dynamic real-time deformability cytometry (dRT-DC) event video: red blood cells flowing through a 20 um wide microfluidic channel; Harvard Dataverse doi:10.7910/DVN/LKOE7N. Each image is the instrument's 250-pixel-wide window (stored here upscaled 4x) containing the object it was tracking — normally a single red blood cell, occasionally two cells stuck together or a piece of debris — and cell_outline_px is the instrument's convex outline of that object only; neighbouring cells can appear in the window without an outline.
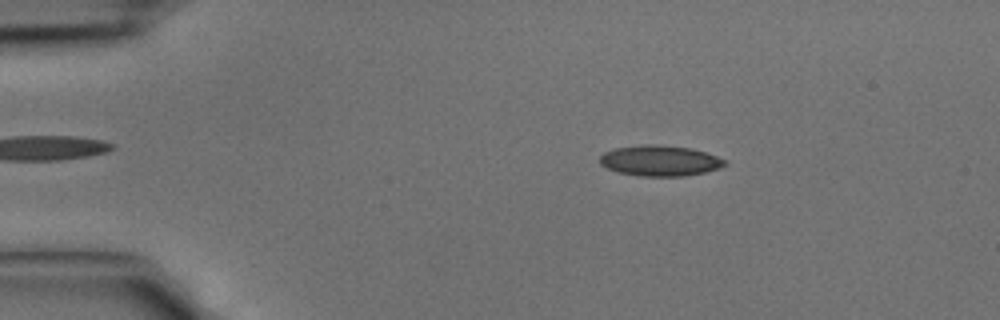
{"species": "common noctule bat (a hibernating species)", "species_latin": "Nyctalus noctula", "temperature_condition": "cold", "stored_images_in_passage": 41, "camera_frame_rate_fps": 3000, "um_per_image_px": 0.085, "animal": {"sex": "male", "body_mass_g": 15.6}, "frame": {"image": 1, "passage_image": 7, "time_ms": 2.0, "image_size_px": [1000, 320], "cell_outline_px": [[728, 164], [720, 168], [704, 172], [684, 176], [640, 176], [620, 172], [608, 168], [600, 164], [600, 156], [604, 152], [612, 148], [644, 144], [660, 144], [692, 148], [728, 160]], "centroid_in_image_um": [56.11, 13.64], "position_along_channel_um": 28.9, "area_um2": 22.48}}
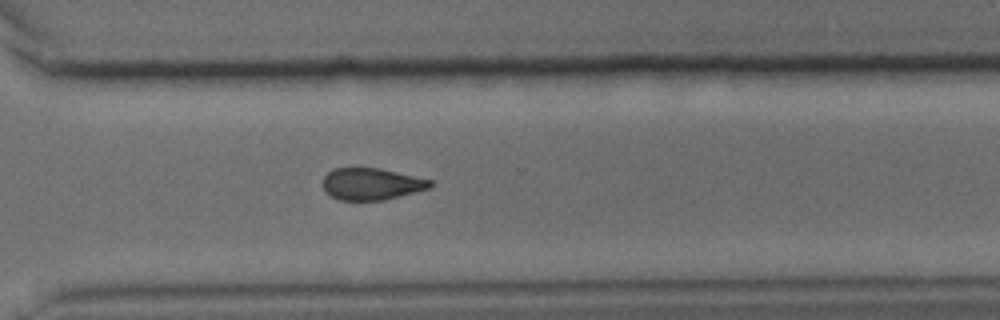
{"frame": {"image": 2, "passage_image": 30, "time_ms": 9.667, "image_size_px": [1000, 320], "cell_outline_px": [[432, 188], [384, 200], [340, 200], [332, 196], [324, 188], [324, 176], [328, 172], [336, 168], [380, 168], [432, 180]], "centroid_in_image_um": [31.62, 15.64], "position_along_channel_um": 339.0, "area_um2": 19.77}}
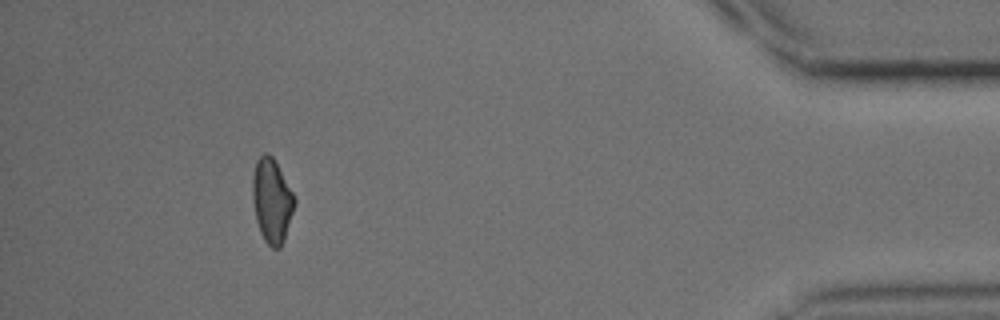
{"frame": {"image": 3, "passage_image": 38, "time_ms": 12.333, "image_size_px": [1000, 320], "cell_outline_px": [[296, 200], [284, 240], [280, 248], [272, 248], [264, 240], [260, 232], [256, 220], [252, 200], [252, 176], [256, 160], [264, 152], [268, 152], [272, 156], [292, 192]], "centroid_in_image_um": [23.08, 17.05], "position_along_channel_um": 412.1, "area_um2": 20.46}}